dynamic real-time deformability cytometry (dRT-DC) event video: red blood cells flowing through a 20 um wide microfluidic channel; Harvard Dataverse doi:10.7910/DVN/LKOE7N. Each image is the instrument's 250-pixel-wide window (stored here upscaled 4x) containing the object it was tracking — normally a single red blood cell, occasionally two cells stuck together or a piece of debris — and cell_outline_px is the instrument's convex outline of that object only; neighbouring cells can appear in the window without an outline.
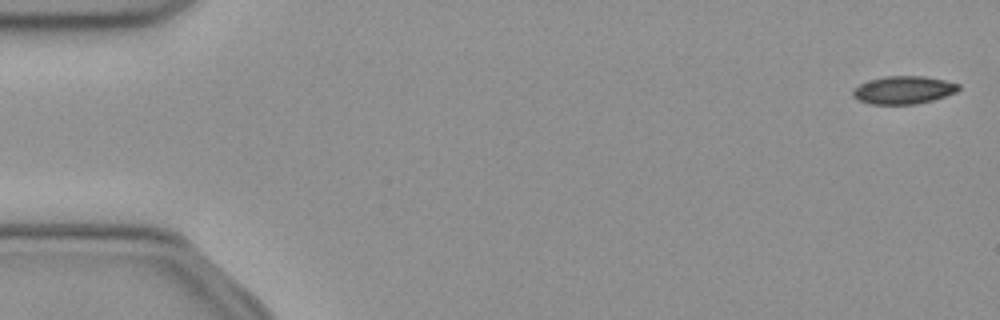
{"species": "common noctule bat (a hibernating species)", "species_latin": "Nyctalus noctula", "temperature_condition": "cold", "stored_images_in_passage": 52, "segment_of_instrument_passage": [1, 2], "camera_frame_rate_fps": 3000, "um_per_image_px": 0.085, "animal": {"sex": "female", "body_mass_g": 21.9}, "frame": {"image": 1, "passage_image": 1, "time_ms": 0.0, "image_size_px": [1000, 320], "cell_outline_px": [[960, 88], [956, 92], [932, 100], [916, 104], [872, 104], [860, 100], [852, 96], [852, 88], [868, 80], [888, 76], [924, 76], [944, 80], [960, 84]], "centroid_in_image_um": [76.78, 7.64], "position_along_channel_um": 8.2, "area_um2": 17.11}}
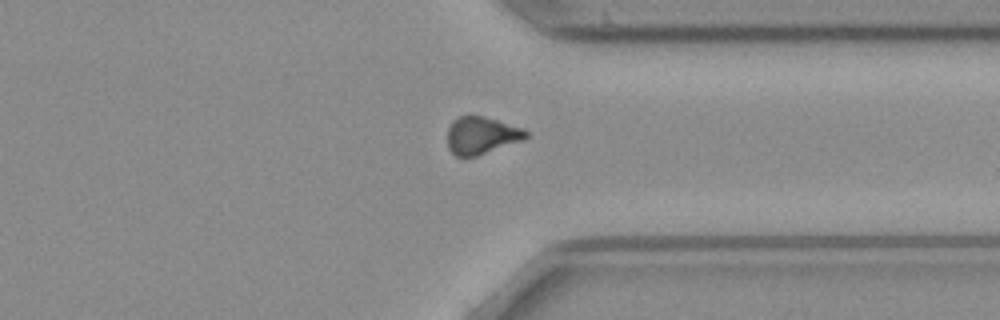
{"frame": {"image": 2, "passage_image": 39, "time_ms": 12.667, "image_size_px": [1000, 320], "cell_outline_px": [[528, 136], [524, 140], [476, 156], [456, 156], [448, 148], [448, 128], [452, 120], [460, 116], [484, 116], [520, 128], [528, 132]], "centroid_in_image_um": [40.9, 11.51], "position_along_channel_um": 370.5, "area_um2": 16.88}}
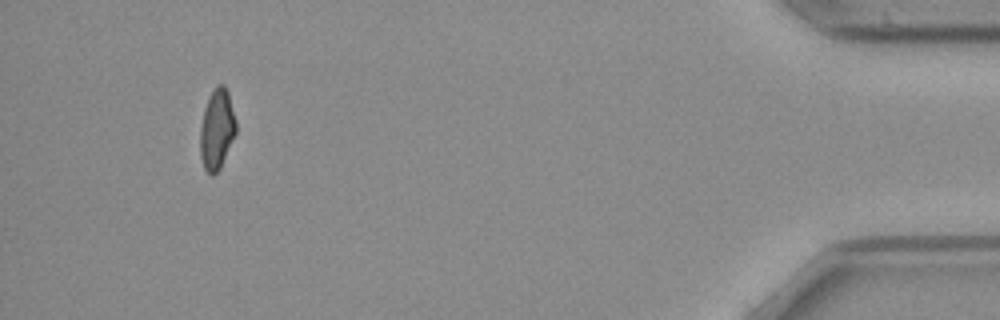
{"frame": {"image": 3, "passage_image": 48, "time_ms": 15.667, "image_size_px": [1000, 320], "cell_outline_px": [[236, 132], [220, 168], [212, 176], [204, 168], [200, 156], [200, 124], [204, 108], [208, 96], [216, 84], [224, 84], [228, 92], [236, 120]], "centroid_in_image_um": [18.42, 10.95], "position_along_channel_um": 416.8, "area_um2": 16.88}}